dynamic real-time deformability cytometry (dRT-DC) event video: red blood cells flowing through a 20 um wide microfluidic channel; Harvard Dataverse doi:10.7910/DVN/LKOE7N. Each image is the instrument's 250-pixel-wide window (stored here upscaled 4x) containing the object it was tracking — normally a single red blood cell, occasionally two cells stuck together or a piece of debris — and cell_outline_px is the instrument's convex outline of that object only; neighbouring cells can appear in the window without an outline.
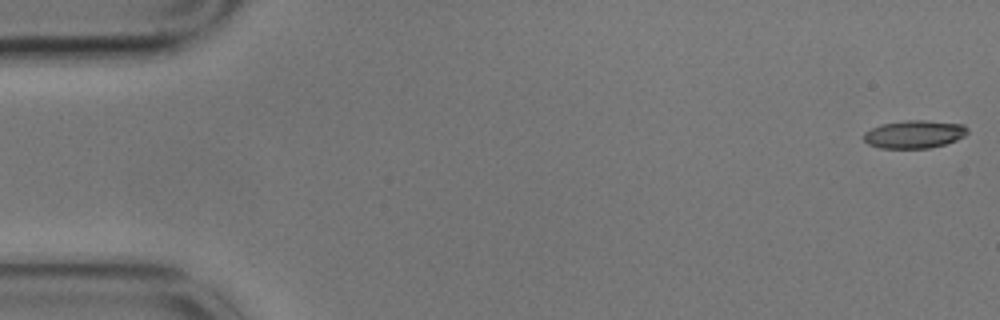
{"species": "common noctule bat (a hibernating species)", "species_latin": "Nyctalus noctula", "temperature_condition": "cold", "stored_images_in_passage": 59, "camera_frame_rate_fps": 3000, "um_per_image_px": 0.085, "animal": {"sex": "male", "body_mass_g": 17.9}, "frame": {"image": 1, "passage_image": 1, "time_ms": 0.0, "image_size_px": [1000, 320], "cell_outline_px": [[968, 132], [964, 136], [956, 140], [944, 144], [928, 148], [880, 148], [868, 144], [864, 140], [864, 132], [880, 124], [904, 120], [924, 120], [964, 124], [968, 128]], "centroid_in_image_um": [77.71, 11.4], "position_along_channel_um": 7.3, "area_um2": 16.94}}
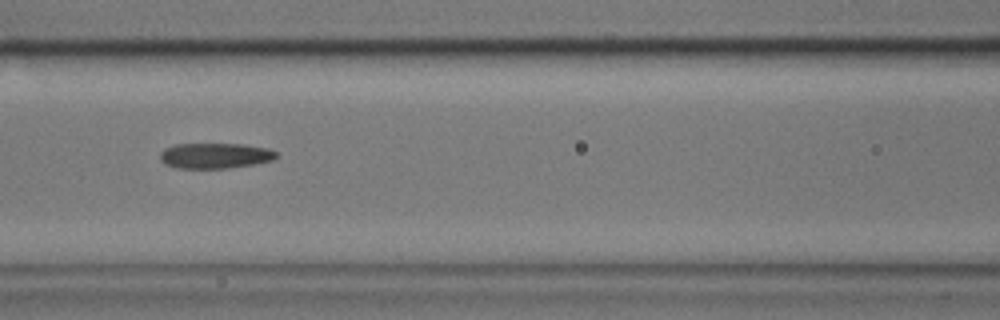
{"frame": {"image": 2, "passage_image": 25, "time_ms": 8.0, "image_size_px": [1000, 320], "cell_outline_px": [[276, 156], [272, 160], [252, 164], [228, 168], [176, 168], [164, 164], [160, 160], [160, 152], [164, 148], [176, 144], [244, 144], [268, 148], [276, 152]], "centroid_in_image_um": [18.23, 13.23], "position_along_channel_um": 148.4, "area_um2": 17.22}}
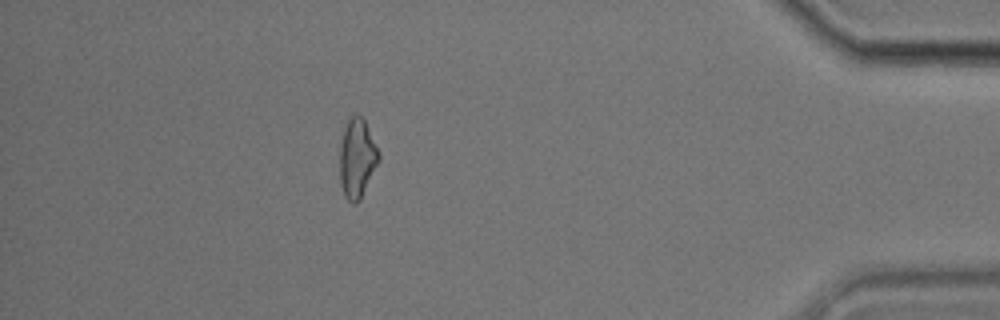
{"frame": {"image": 3, "passage_image": 52, "time_ms": 17.0, "image_size_px": [1000, 320], "cell_outline_px": [[380, 160], [360, 200], [356, 204], [352, 204], [344, 196], [340, 184], [340, 144], [344, 128], [348, 120], [356, 112], [364, 120], [380, 152]], "centroid_in_image_um": [30.35, 13.48], "position_along_channel_um": 404.8, "area_um2": 18.15}, "authors_computed_cell_mechanics": {"area_um2": 17.629, "velocity_mm_per_s": 3.3926, "shape_relaxation_time_tau1_ms": 9.4109, "shape_relaxation_time_tau2_ms": 4.5739, "deformation_change_tau1": 0.2087, "deformation_change_tau2": 0.1092}}